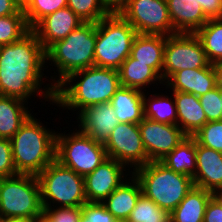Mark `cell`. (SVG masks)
<instances>
[{
    "mask_svg": "<svg viewBox=\"0 0 222 222\" xmlns=\"http://www.w3.org/2000/svg\"><path fill=\"white\" fill-rule=\"evenodd\" d=\"M45 63V50L32 30L21 40L0 46V95L27 103L38 95L39 99L54 105L55 87L44 83L50 82L46 79L49 76L43 73L49 68Z\"/></svg>",
    "mask_w": 222,
    "mask_h": 222,
    "instance_id": "obj_1",
    "label": "cell"
},
{
    "mask_svg": "<svg viewBox=\"0 0 222 222\" xmlns=\"http://www.w3.org/2000/svg\"><path fill=\"white\" fill-rule=\"evenodd\" d=\"M120 87L118 70L88 67L72 72L55 87L54 105L78 115L88 106L110 102Z\"/></svg>",
    "mask_w": 222,
    "mask_h": 222,
    "instance_id": "obj_2",
    "label": "cell"
},
{
    "mask_svg": "<svg viewBox=\"0 0 222 222\" xmlns=\"http://www.w3.org/2000/svg\"><path fill=\"white\" fill-rule=\"evenodd\" d=\"M35 116L32 114L10 139L18 174L37 176L56 159L57 132Z\"/></svg>",
    "mask_w": 222,
    "mask_h": 222,
    "instance_id": "obj_3",
    "label": "cell"
},
{
    "mask_svg": "<svg viewBox=\"0 0 222 222\" xmlns=\"http://www.w3.org/2000/svg\"><path fill=\"white\" fill-rule=\"evenodd\" d=\"M95 44L96 23L94 22H84L63 40L52 44L45 51L46 65L49 63L48 66L55 67L52 70L54 75L51 73L49 78L50 83L56 87L72 72L93 67Z\"/></svg>",
    "mask_w": 222,
    "mask_h": 222,
    "instance_id": "obj_4",
    "label": "cell"
},
{
    "mask_svg": "<svg viewBox=\"0 0 222 222\" xmlns=\"http://www.w3.org/2000/svg\"><path fill=\"white\" fill-rule=\"evenodd\" d=\"M132 173L139 180L142 194L171 213L194 186L193 178L176 173L160 161H151Z\"/></svg>",
    "mask_w": 222,
    "mask_h": 222,
    "instance_id": "obj_5",
    "label": "cell"
},
{
    "mask_svg": "<svg viewBox=\"0 0 222 222\" xmlns=\"http://www.w3.org/2000/svg\"><path fill=\"white\" fill-rule=\"evenodd\" d=\"M119 13H109L96 23L94 66L118 70L131 53L137 35Z\"/></svg>",
    "mask_w": 222,
    "mask_h": 222,
    "instance_id": "obj_6",
    "label": "cell"
},
{
    "mask_svg": "<svg viewBox=\"0 0 222 222\" xmlns=\"http://www.w3.org/2000/svg\"><path fill=\"white\" fill-rule=\"evenodd\" d=\"M37 178L43 207H80L87 203L84 177L56 159Z\"/></svg>",
    "mask_w": 222,
    "mask_h": 222,
    "instance_id": "obj_7",
    "label": "cell"
},
{
    "mask_svg": "<svg viewBox=\"0 0 222 222\" xmlns=\"http://www.w3.org/2000/svg\"><path fill=\"white\" fill-rule=\"evenodd\" d=\"M40 185L36 175L0 178V218H41Z\"/></svg>",
    "mask_w": 222,
    "mask_h": 222,
    "instance_id": "obj_8",
    "label": "cell"
},
{
    "mask_svg": "<svg viewBox=\"0 0 222 222\" xmlns=\"http://www.w3.org/2000/svg\"><path fill=\"white\" fill-rule=\"evenodd\" d=\"M76 128L68 133L57 131L56 160L84 177L92 173L107 158V154L104 144Z\"/></svg>",
    "mask_w": 222,
    "mask_h": 222,
    "instance_id": "obj_9",
    "label": "cell"
},
{
    "mask_svg": "<svg viewBox=\"0 0 222 222\" xmlns=\"http://www.w3.org/2000/svg\"><path fill=\"white\" fill-rule=\"evenodd\" d=\"M203 45L195 33H176L166 37L162 81L180 70L207 67Z\"/></svg>",
    "mask_w": 222,
    "mask_h": 222,
    "instance_id": "obj_10",
    "label": "cell"
},
{
    "mask_svg": "<svg viewBox=\"0 0 222 222\" xmlns=\"http://www.w3.org/2000/svg\"><path fill=\"white\" fill-rule=\"evenodd\" d=\"M138 34H176L166 0H129L119 13Z\"/></svg>",
    "mask_w": 222,
    "mask_h": 222,
    "instance_id": "obj_11",
    "label": "cell"
},
{
    "mask_svg": "<svg viewBox=\"0 0 222 222\" xmlns=\"http://www.w3.org/2000/svg\"><path fill=\"white\" fill-rule=\"evenodd\" d=\"M104 147L107 157L124 164L131 171L150 162L142 143L138 124H117Z\"/></svg>",
    "mask_w": 222,
    "mask_h": 222,
    "instance_id": "obj_12",
    "label": "cell"
},
{
    "mask_svg": "<svg viewBox=\"0 0 222 222\" xmlns=\"http://www.w3.org/2000/svg\"><path fill=\"white\" fill-rule=\"evenodd\" d=\"M148 160L160 161L187 137L175 124H165L147 118L138 124Z\"/></svg>",
    "mask_w": 222,
    "mask_h": 222,
    "instance_id": "obj_13",
    "label": "cell"
},
{
    "mask_svg": "<svg viewBox=\"0 0 222 222\" xmlns=\"http://www.w3.org/2000/svg\"><path fill=\"white\" fill-rule=\"evenodd\" d=\"M130 174L132 171L124 164L107 157L92 173L84 176L87 202L102 203Z\"/></svg>",
    "mask_w": 222,
    "mask_h": 222,
    "instance_id": "obj_14",
    "label": "cell"
},
{
    "mask_svg": "<svg viewBox=\"0 0 222 222\" xmlns=\"http://www.w3.org/2000/svg\"><path fill=\"white\" fill-rule=\"evenodd\" d=\"M78 128L95 141L105 144L120 122L111 103L94 104L76 115Z\"/></svg>",
    "mask_w": 222,
    "mask_h": 222,
    "instance_id": "obj_15",
    "label": "cell"
},
{
    "mask_svg": "<svg viewBox=\"0 0 222 222\" xmlns=\"http://www.w3.org/2000/svg\"><path fill=\"white\" fill-rule=\"evenodd\" d=\"M83 23L84 21L69 7H65L44 17L32 31L37 35L46 51L52 44L63 40Z\"/></svg>",
    "mask_w": 222,
    "mask_h": 222,
    "instance_id": "obj_16",
    "label": "cell"
},
{
    "mask_svg": "<svg viewBox=\"0 0 222 222\" xmlns=\"http://www.w3.org/2000/svg\"><path fill=\"white\" fill-rule=\"evenodd\" d=\"M194 186L214 194L222 190V152L196 142V172Z\"/></svg>",
    "mask_w": 222,
    "mask_h": 222,
    "instance_id": "obj_17",
    "label": "cell"
},
{
    "mask_svg": "<svg viewBox=\"0 0 222 222\" xmlns=\"http://www.w3.org/2000/svg\"><path fill=\"white\" fill-rule=\"evenodd\" d=\"M164 87L171 92L190 93L198 97L205 95L216 87L212 64L204 68L177 71L164 82Z\"/></svg>",
    "mask_w": 222,
    "mask_h": 222,
    "instance_id": "obj_18",
    "label": "cell"
},
{
    "mask_svg": "<svg viewBox=\"0 0 222 222\" xmlns=\"http://www.w3.org/2000/svg\"><path fill=\"white\" fill-rule=\"evenodd\" d=\"M142 194L139 180L132 173L103 202L116 220L126 222Z\"/></svg>",
    "mask_w": 222,
    "mask_h": 222,
    "instance_id": "obj_19",
    "label": "cell"
},
{
    "mask_svg": "<svg viewBox=\"0 0 222 222\" xmlns=\"http://www.w3.org/2000/svg\"><path fill=\"white\" fill-rule=\"evenodd\" d=\"M176 33H196L209 18L197 0H166Z\"/></svg>",
    "mask_w": 222,
    "mask_h": 222,
    "instance_id": "obj_20",
    "label": "cell"
},
{
    "mask_svg": "<svg viewBox=\"0 0 222 222\" xmlns=\"http://www.w3.org/2000/svg\"><path fill=\"white\" fill-rule=\"evenodd\" d=\"M171 93L176 103L177 126L187 136H193L208 122L199 97L179 91Z\"/></svg>",
    "mask_w": 222,
    "mask_h": 222,
    "instance_id": "obj_21",
    "label": "cell"
},
{
    "mask_svg": "<svg viewBox=\"0 0 222 222\" xmlns=\"http://www.w3.org/2000/svg\"><path fill=\"white\" fill-rule=\"evenodd\" d=\"M166 37L164 35L137 34L130 53L136 62L146 63L161 78Z\"/></svg>",
    "mask_w": 222,
    "mask_h": 222,
    "instance_id": "obj_22",
    "label": "cell"
},
{
    "mask_svg": "<svg viewBox=\"0 0 222 222\" xmlns=\"http://www.w3.org/2000/svg\"><path fill=\"white\" fill-rule=\"evenodd\" d=\"M26 103L15 97L0 95V138L11 139L32 115L33 111Z\"/></svg>",
    "mask_w": 222,
    "mask_h": 222,
    "instance_id": "obj_23",
    "label": "cell"
},
{
    "mask_svg": "<svg viewBox=\"0 0 222 222\" xmlns=\"http://www.w3.org/2000/svg\"><path fill=\"white\" fill-rule=\"evenodd\" d=\"M120 84L123 87L147 91L152 85L164 86L162 78L146 63L136 62L130 55L118 69ZM159 83V85H158ZM151 86V87H149Z\"/></svg>",
    "mask_w": 222,
    "mask_h": 222,
    "instance_id": "obj_24",
    "label": "cell"
},
{
    "mask_svg": "<svg viewBox=\"0 0 222 222\" xmlns=\"http://www.w3.org/2000/svg\"><path fill=\"white\" fill-rule=\"evenodd\" d=\"M144 92L134 88L121 86L110 103L120 123L139 124L144 118Z\"/></svg>",
    "mask_w": 222,
    "mask_h": 222,
    "instance_id": "obj_25",
    "label": "cell"
},
{
    "mask_svg": "<svg viewBox=\"0 0 222 222\" xmlns=\"http://www.w3.org/2000/svg\"><path fill=\"white\" fill-rule=\"evenodd\" d=\"M215 194L193 186L180 204L170 213L171 222H203L206 206Z\"/></svg>",
    "mask_w": 222,
    "mask_h": 222,
    "instance_id": "obj_26",
    "label": "cell"
},
{
    "mask_svg": "<svg viewBox=\"0 0 222 222\" xmlns=\"http://www.w3.org/2000/svg\"><path fill=\"white\" fill-rule=\"evenodd\" d=\"M157 88V86L154 88L155 91L152 92L155 93L151 95L148 94V90L147 93L144 92V117L160 123L177 125V109L173 94L170 91H168L169 93L165 91V94L156 93Z\"/></svg>",
    "mask_w": 222,
    "mask_h": 222,
    "instance_id": "obj_27",
    "label": "cell"
},
{
    "mask_svg": "<svg viewBox=\"0 0 222 222\" xmlns=\"http://www.w3.org/2000/svg\"><path fill=\"white\" fill-rule=\"evenodd\" d=\"M160 162L176 173L193 177L196 172L195 138L187 136Z\"/></svg>",
    "mask_w": 222,
    "mask_h": 222,
    "instance_id": "obj_28",
    "label": "cell"
},
{
    "mask_svg": "<svg viewBox=\"0 0 222 222\" xmlns=\"http://www.w3.org/2000/svg\"><path fill=\"white\" fill-rule=\"evenodd\" d=\"M195 34L208 61L211 64L222 61V18L209 19Z\"/></svg>",
    "mask_w": 222,
    "mask_h": 222,
    "instance_id": "obj_29",
    "label": "cell"
},
{
    "mask_svg": "<svg viewBox=\"0 0 222 222\" xmlns=\"http://www.w3.org/2000/svg\"><path fill=\"white\" fill-rule=\"evenodd\" d=\"M126 222H171L170 213L141 194Z\"/></svg>",
    "mask_w": 222,
    "mask_h": 222,
    "instance_id": "obj_30",
    "label": "cell"
},
{
    "mask_svg": "<svg viewBox=\"0 0 222 222\" xmlns=\"http://www.w3.org/2000/svg\"><path fill=\"white\" fill-rule=\"evenodd\" d=\"M31 31L24 14L0 17V46L21 40Z\"/></svg>",
    "mask_w": 222,
    "mask_h": 222,
    "instance_id": "obj_31",
    "label": "cell"
},
{
    "mask_svg": "<svg viewBox=\"0 0 222 222\" xmlns=\"http://www.w3.org/2000/svg\"><path fill=\"white\" fill-rule=\"evenodd\" d=\"M65 7L67 0H30L23 12L32 30L44 17Z\"/></svg>",
    "mask_w": 222,
    "mask_h": 222,
    "instance_id": "obj_32",
    "label": "cell"
},
{
    "mask_svg": "<svg viewBox=\"0 0 222 222\" xmlns=\"http://www.w3.org/2000/svg\"><path fill=\"white\" fill-rule=\"evenodd\" d=\"M67 7L84 22L97 23L109 14L101 0H67Z\"/></svg>",
    "mask_w": 222,
    "mask_h": 222,
    "instance_id": "obj_33",
    "label": "cell"
},
{
    "mask_svg": "<svg viewBox=\"0 0 222 222\" xmlns=\"http://www.w3.org/2000/svg\"><path fill=\"white\" fill-rule=\"evenodd\" d=\"M193 137L199 145L222 152V120L207 122Z\"/></svg>",
    "mask_w": 222,
    "mask_h": 222,
    "instance_id": "obj_34",
    "label": "cell"
},
{
    "mask_svg": "<svg viewBox=\"0 0 222 222\" xmlns=\"http://www.w3.org/2000/svg\"><path fill=\"white\" fill-rule=\"evenodd\" d=\"M80 207H43L41 222H79Z\"/></svg>",
    "mask_w": 222,
    "mask_h": 222,
    "instance_id": "obj_35",
    "label": "cell"
},
{
    "mask_svg": "<svg viewBox=\"0 0 222 222\" xmlns=\"http://www.w3.org/2000/svg\"><path fill=\"white\" fill-rule=\"evenodd\" d=\"M199 100L208 122L222 120V100L219 88L215 87L205 95L199 96Z\"/></svg>",
    "mask_w": 222,
    "mask_h": 222,
    "instance_id": "obj_36",
    "label": "cell"
},
{
    "mask_svg": "<svg viewBox=\"0 0 222 222\" xmlns=\"http://www.w3.org/2000/svg\"><path fill=\"white\" fill-rule=\"evenodd\" d=\"M79 222H122L116 220L102 203H85Z\"/></svg>",
    "mask_w": 222,
    "mask_h": 222,
    "instance_id": "obj_37",
    "label": "cell"
},
{
    "mask_svg": "<svg viewBox=\"0 0 222 222\" xmlns=\"http://www.w3.org/2000/svg\"><path fill=\"white\" fill-rule=\"evenodd\" d=\"M18 175L15 169L10 139L0 138V178Z\"/></svg>",
    "mask_w": 222,
    "mask_h": 222,
    "instance_id": "obj_38",
    "label": "cell"
},
{
    "mask_svg": "<svg viewBox=\"0 0 222 222\" xmlns=\"http://www.w3.org/2000/svg\"><path fill=\"white\" fill-rule=\"evenodd\" d=\"M203 222H222V201L216 195L206 206Z\"/></svg>",
    "mask_w": 222,
    "mask_h": 222,
    "instance_id": "obj_39",
    "label": "cell"
},
{
    "mask_svg": "<svg viewBox=\"0 0 222 222\" xmlns=\"http://www.w3.org/2000/svg\"><path fill=\"white\" fill-rule=\"evenodd\" d=\"M209 19L222 18V0H197Z\"/></svg>",
    "mask_w": 222,
    "mask_h": 222,
    "instance_id": "obj_40",
    "label": "cell"
},
{
    "mask_svg": "<svg viewBox=\"0 0 222 222\" xmlns=\"http://www.w3.org/2000/svg\"><path fill=\"white\" fill-rule=\"evenodd\" d=\"M12 14H24L13 0H0V17Z\"/></svg>",
    "mask_w": 222,
    "mask_h": 222,
    "instance_id": "obj_41",
    "label": "cell"
},
{
    "mask_svg": "<svg viewBox=\"0 0 222 222\" xmlns=\"http://www.w3.org/2000/svg\"><path fill=\"white\" fill-rule=\"evenodd\" d=\"M129 0H101L108 13H120Z\"/></svg>",
    "mask_w": 222,
    "mask_h": 222,
    "instance_id": "obj_42",
    "label": "cell"
},
{
    "mask_svg": "<svg viewBox=\"0 0 222 222\" xmlns=\"http://www.w3.org/2000/svg\"><path fill=\"white\" fill-rule=\"evenodd\" d=\"M212 67L215 73L216 87L222 91V61L213 63Z\"/></svg>",
    "mask_w": 222,
    "mask_h": 222,
    "instance_id": "obj_43",
    "label": "cell"
},
{
    "mask_svg": "<svg viewBox=\"0 0 222 222\" xmlns=\"http://www.w3.org/2000/svg\"><path fill=\"white\" fill-rule=\"evenodd\" d=\"M2 222H41V218H6Z\"/></svg>",
    "mask_w": 222,
    "mask_h": 222,
    "instance_id": "obj_44",
    "label": "cell"
},
{
    "mask_svg": "<svg viewBox=\"0 0 222 222\" xmlns=\"http://www.w3.org/2000/svg\"><path fill=\"white\" fill-rule=\"evenodd\" d=\"M20 9H24L30 0H13Z\"/></svg>",
    "mask_w": 222,
    "mask_h": 222,
    "instance_id": "obj_45",
    "label": "cell"
},
{
    "mask_svg": "<svg viewBox=\"0 0 222 222\" xmlns=\"http://www.w3.org/2000/svg\"><path fill=\"white\" fill-rule=\"evenodd\" d=\"M222 201V190L215 194Z\"/></svg>",
    "mask_w": 222,
    "mask_h": 222,
    "instance_id": "obj_46",
    "label": "cell"
}]
</instances>
